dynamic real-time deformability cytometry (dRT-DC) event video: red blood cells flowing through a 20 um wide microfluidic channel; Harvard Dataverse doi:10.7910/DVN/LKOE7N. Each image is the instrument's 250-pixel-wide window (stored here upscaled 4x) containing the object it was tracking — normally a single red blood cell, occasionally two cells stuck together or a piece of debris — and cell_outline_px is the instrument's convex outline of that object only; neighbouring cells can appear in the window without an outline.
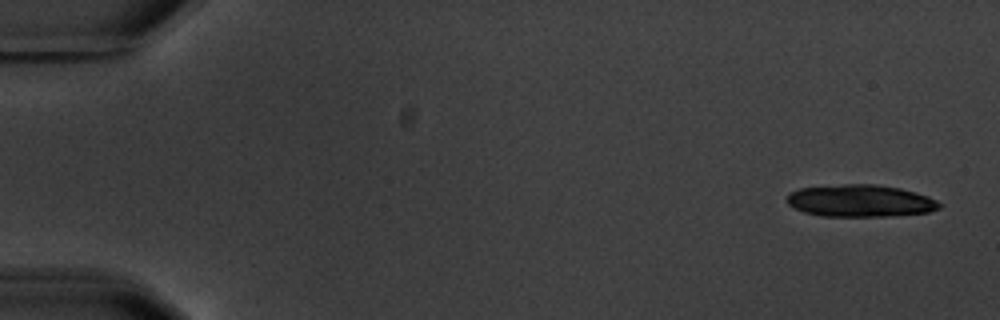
{"species": "common noctule bat (a hibernating species)", "species_latin": "Nyctalus noctula", "temperature_condition": "warm", "stored_images_in_passage": 4, "camera_frame_rate_fps": 3000, "um_per_image_px": 0.085, "animal": {"sex": "male", "body_mass_g": 20.1, "forearm_length_mm": 53.5}, "frame": {"image": 1, "passage_image": 1, "time_ms": 0.0, "image_size_px": [1000, 320], "cell_outline_px": [[944, 204], [940, 208], [928, 212], [888, 216], [820, 216], [804, 212], [788, 204], [788, 192], [800, 188], [844, 184], [876, 184], [900, 188], [928, 196]], "centroid_in_image_um": [73.14, 17.07], "position_along_channel_um": 11.9, "area_um2": 28.55}}